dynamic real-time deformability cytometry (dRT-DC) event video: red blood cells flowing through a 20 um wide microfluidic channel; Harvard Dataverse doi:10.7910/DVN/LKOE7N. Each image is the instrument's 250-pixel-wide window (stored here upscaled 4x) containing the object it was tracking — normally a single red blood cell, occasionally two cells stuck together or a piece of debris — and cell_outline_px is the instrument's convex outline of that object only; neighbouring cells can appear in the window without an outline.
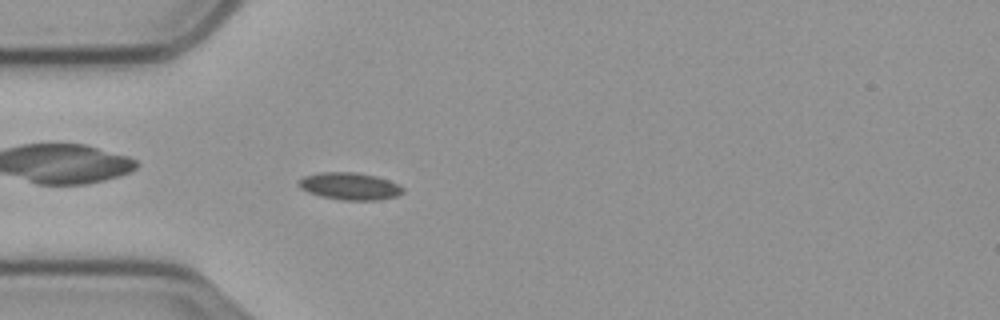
{"species": "common noctule bat (a hibernating species)", "species_latin": "Nyctalus noctula", "temperature_condition": "cold", "stored_images_in_passage": 49, "camera_frame_rate_fps": 3000, "um_per_image_px": 0.085, "animal": {"sex": "male", "body_mass_g": 23.1, "forearm_length_mm": 52.7}, "frame": {"image": 1, "passage_image": 7, "time_ms": 2.0, "image_size_px": [1000, 320], "cell_outline_px": [[404, 192], [396, 196], [380, 200], [340, 200], [320, 196], [308, 192], [300, 188], [296, 184], [296, 180], [304, 176], [320, 172], [356, 172], [376, 176], [400, 184], [404, 188]], "centroid_in_image_um": [29.71, 15.82], "position_along_channel_um": 55.3, "area_um2": 16.82}}
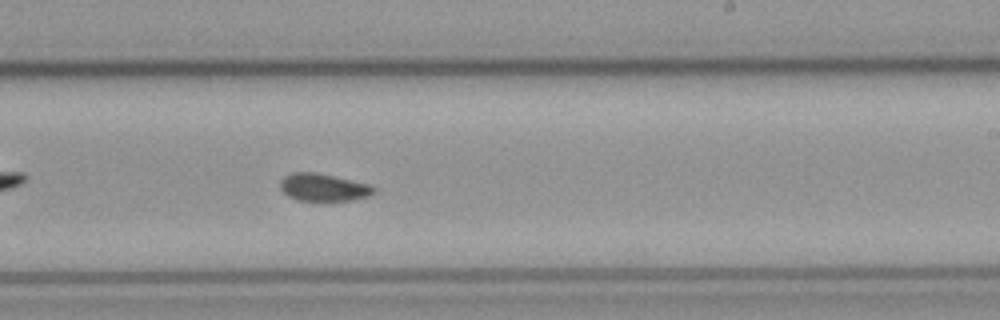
{"frame": {"image": 2, "passage_image": 25, "time_ms": 8.0, "image_size_px": [1000, 320], "cell_outline_px": [[376, 192], [368, 196], [352, 200], [324, 204], [296, 200], [288, 196], [280, 188], [280, 180], [284, 176], [292, 172], [312, 172], [372, 184], [376, 188]], "centroid_in_image_um": [27.5, 15.98], "position_along_channel_um": 261.5, "area_um2": 15.78}}
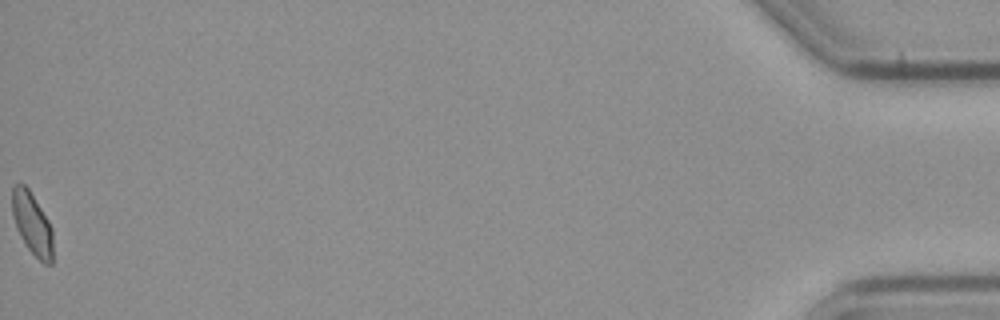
{"frame": {"image": 3, "passage_image": 49, "time_ms": 16.0, "image_size_px": [1000, 320], "cell_outline_px": [[52, 264], [44, 264], [24, 244], [16, 228], [12, 212], [12, 188], [16, 184], [24, 184], [28, 188], [48, 220], [52, 228]], "centroid_in_image_um": [2.72, 19.02], "position_along_channel_um": 432.5, "area_um2": 14.62}, "authors_computed_cell_mechanics": {"area_um2": 15.317, "velocity_mm_per_s": 3.5125, "shape_relaxation_time_tau1_ms": null, "shape_relaxation_time_tau2_ms": 6.4688, "deformation_change_tau1": null, "deformation_change_tau2": 0.0695}}